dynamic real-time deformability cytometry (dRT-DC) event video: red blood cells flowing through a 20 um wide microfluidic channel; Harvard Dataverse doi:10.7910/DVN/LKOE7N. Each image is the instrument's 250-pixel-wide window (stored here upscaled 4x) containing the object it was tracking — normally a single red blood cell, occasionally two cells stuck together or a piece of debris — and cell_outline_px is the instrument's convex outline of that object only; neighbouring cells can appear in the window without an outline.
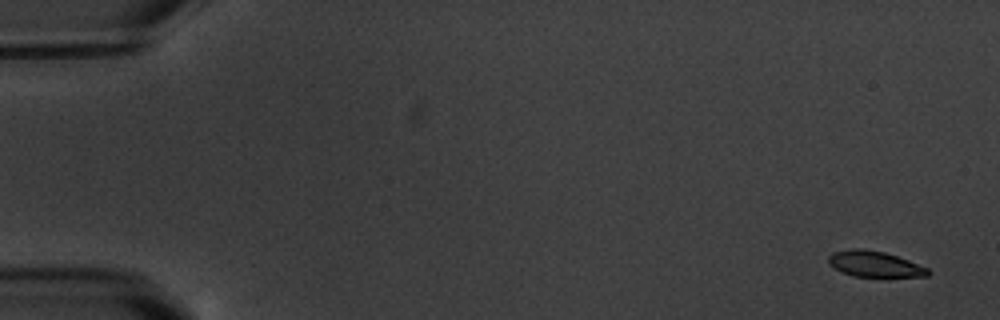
{"species": "common noctule bat (a hibernating species)", "species_latin": "Nyctalus noctula", "temperature_condition": "warm", "stored_images_in_passage": 7, "camera_frame_rate_fps": 3000, "um_per_image_px": 0.085, "animal": {"sex": "male", "body_mass_g": 20.1, "forearm_length_mm": 53.5}, "frame": {"image": 1, "passage_image": 1, "time_ms": 0.0, "image_size_px": [1000, 320], "cell_outline_px": [[932, 272], [928, 276], [852, 276], [828, 264], [828, 256], [832, 252], [852, 248], [864, 248], [884, 252], [908, 260], [928, 268]], "centroid_in_image_um": [74.33, 22.42], "position_along_channel_um": 10.7, "area_um2": 14.85}}
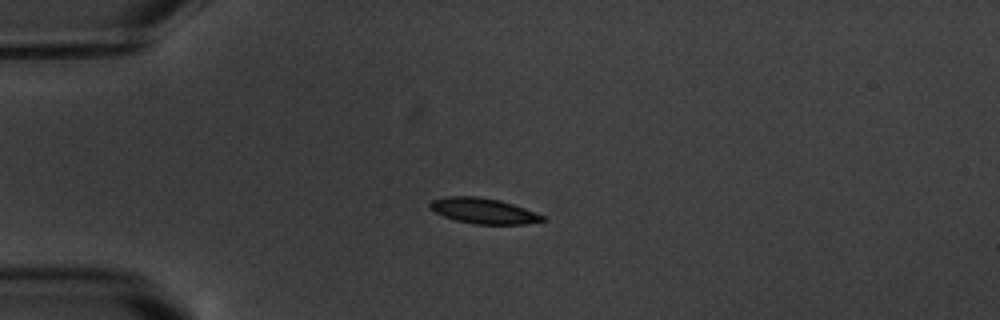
{"frame": {"image": 2, "passage_image": 5, "time_ms": 4.333, "image_size_px": [1000, 320], "cell_outline_px": [[548, 220], [524, 224], [472, 224], [456, 220], [444, 216], [428, 208], [428, 204], [432, 200], [448, 196], [476, 196], [500, 200], [524, 208], [544, 216]], "centroid_in_image_um": [41.08, 17.92], "position_along_channel_um": 43.9, "area_um2": 16.7}}